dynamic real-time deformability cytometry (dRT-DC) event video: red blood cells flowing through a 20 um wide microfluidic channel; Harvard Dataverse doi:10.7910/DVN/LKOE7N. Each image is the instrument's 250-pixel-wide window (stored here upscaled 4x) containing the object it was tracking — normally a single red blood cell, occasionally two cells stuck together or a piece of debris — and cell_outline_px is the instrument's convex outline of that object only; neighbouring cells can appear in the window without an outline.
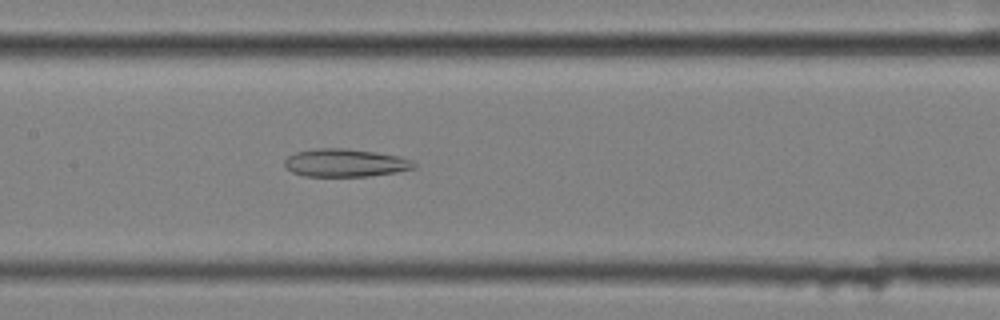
{"species": "common noctule bat (a hibernating species)", "species_latin": "Nyctalus noctula", "temperature_condition": "cold", "stored_images_in_passage": 44, "camera_frame_rate_fps": 3000, "um_per_image_px": 0.085, "animal": {"sex": "female", "body_mass_g": 25.1}, "frame": {"image": 1, "passage_image": 21, "time_ms": 6.667, "image_size_px": [1000, 320], "cell_outline_px": [[416, 168], [396, 172], [368, 176], [304, 176], [292, 172], [284, 164], [284, 160], [288, 156], [296, 152], [316, 148], [344, 148], [376, 152], [400, 156], [412, 160], [416, 164]], "centroid_in_image_um": [29.36, 13.84], "position_along_channel_um": 178.0, "area_um2": 21.1}}
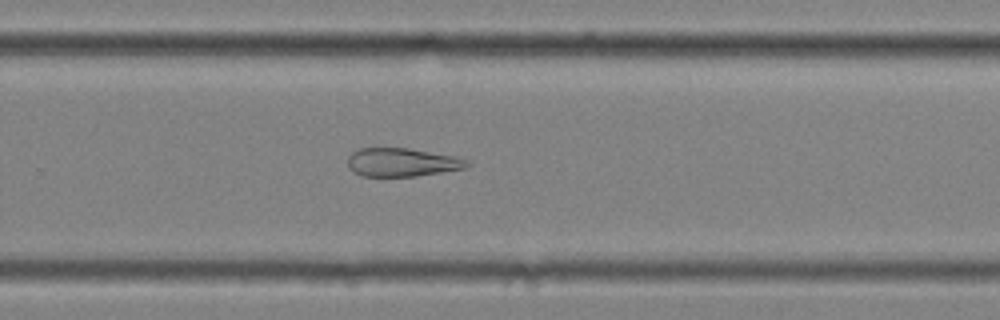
{"frame": {"image": 2, "passage_image": 31, "time_ms": 10.0, "image_size_px": [1000, 320], "cell_outline_px": [[472, 164], [464, 168], [416, 176], [364, 176], [356, 172], [348, 164], [348, 156], [352, 152], [360, 148], [408, 148], [452, 156], [468, 160]], "centroid_in_image_um": [34.18, 13.79], "position_along_channel_um": 295.6, "area_um2": 19.42}}
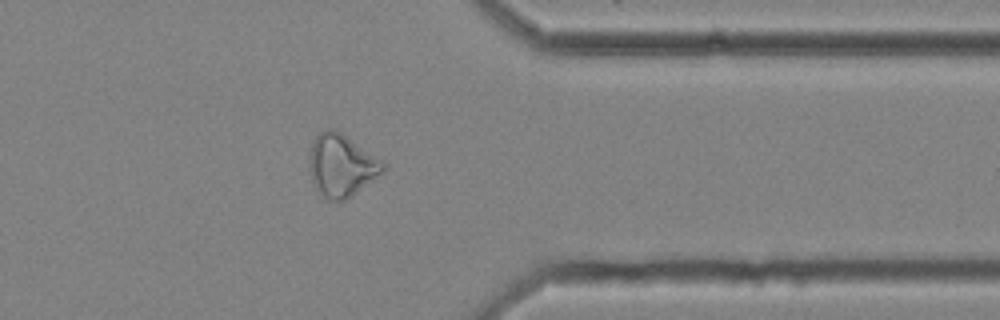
{"frame": {"image": 3, "passage_image": 39, "time_ms": 12.667, "image_size_px": [1000, 320], "cell_outline_px": [[388, 164], [384, 172], [352, 196], [344, 200], [324, 200], [316, 188], [312, 180], [308, 160], [308, 156], [312, 140], [320, 132], [328, 128], [336, 128]], "centroid_in_image_um": [29.02, 14.04], "position_along_channel_um": 382.4, "area_um2": 27.28}, "authors_computed_cell_mechanics": {"area_um2": 24.1893, "velocity_mm_per_s": 3.5346, "shape_relaxation_time_tau1_ms": null, "shape_relaxation_time_tau2_ms": 7.2447, "deformation_change_tau1": null, "deformation_change_tau2": 0.1904}}